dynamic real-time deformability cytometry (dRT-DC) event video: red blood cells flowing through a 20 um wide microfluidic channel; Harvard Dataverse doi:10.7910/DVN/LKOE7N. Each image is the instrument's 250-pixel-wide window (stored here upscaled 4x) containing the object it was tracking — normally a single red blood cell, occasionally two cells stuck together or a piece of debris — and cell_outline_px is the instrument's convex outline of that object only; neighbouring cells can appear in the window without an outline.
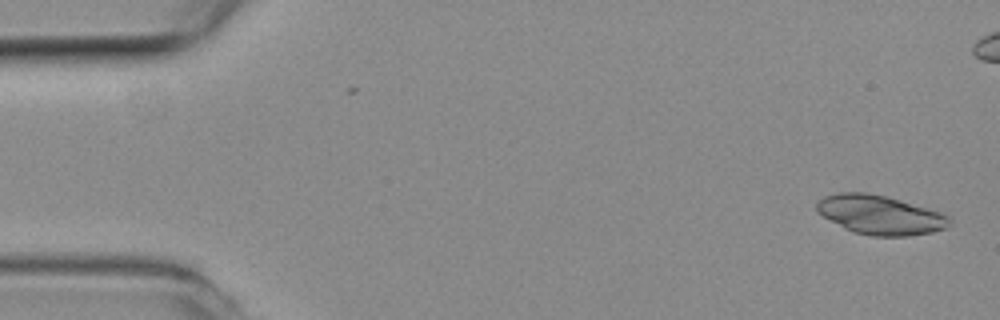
{"species": "common noctule bat (a hibernating species)", "species_latin": "Nyctalus noctula", "temperature_condition": "room temperature", "stored_images_in_passage": 17, "camera_frame_rate_fps": 3000, "um_per_image_px": 0.085, "animal": {"sex": "female", "body_mass_g": 19.3, "forearm_length_mm": 54.1}, "frame": {"image": 1, "passage_image": 1, "time_ms": 0.0, "image_size_px": [1000, 320], "cell_outline_px": [[948, 224], [944, 228], [932, 232], [908, 236], [872, 236], [856, 232], [844, 228], [816, 212], [816, 204], [824, 196], [840, 192], [864, 192], [884, 196], [900, 200], [944, 212], [948, 216]], "centroid_in_image_um": [74.79, 18.26], "position_along_channel_um": 10.2, "area_um2": 30.06}}